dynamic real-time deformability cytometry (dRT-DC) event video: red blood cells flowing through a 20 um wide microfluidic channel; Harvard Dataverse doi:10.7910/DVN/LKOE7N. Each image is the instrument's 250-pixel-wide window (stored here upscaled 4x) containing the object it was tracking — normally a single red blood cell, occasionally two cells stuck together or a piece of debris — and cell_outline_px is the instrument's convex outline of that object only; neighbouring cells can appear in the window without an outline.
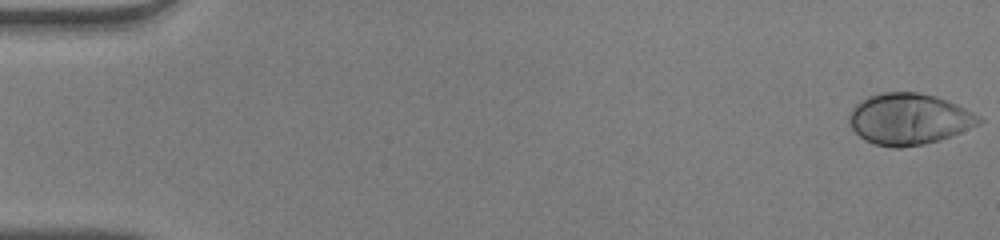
{"species": "human", "species_latin": "Homo sapiens", "temperature_condition": "warm", "stored_images_in_passage": 51, "camera_frame_rate_fps": 3000, "um_per_image_px": 0.085, "donor": {"sex": "male"}, "frame": {"image": 1, "passage_image": 1, "time_ms": 0.0, "image_size_px": [1000, 240], "cell_outline_px": [[984, 120], [980, 124], [952, 136], [924, 144], [900, 148], [896, 148], [876, 144], [864, 140], [852, 128], [848, 120], [852, 108], [860, 100], [868, 96], [884, 92], [916, 92], [936, 96], [956, 104], [980, 116]], "centroid_in_image_um": [77.27, 10.12], "position_along_channel_um": 7.7, "area_um2": 38.73}}
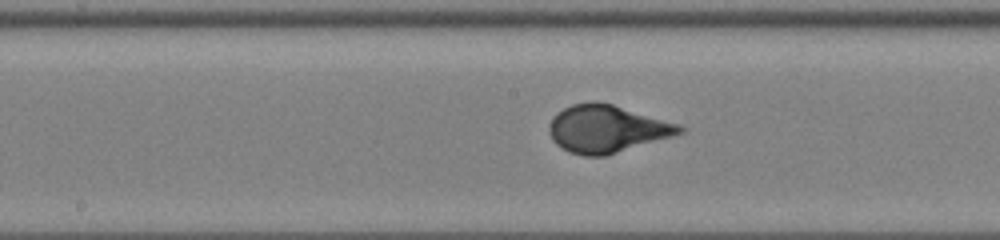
{"frame": {"image": 2, "passage_image": 27, "time_ms": 8.667, "image_size_px": [1000, 240], "cell_outline_px": [[688, 128], [684, 132], [672, 136], [604, 156], [584, 156], [568, 152], [556, 144], [552, 140], [548, 132], [548, 128], [556, 112], [572, 104], [592, 100], [596, 100], [612, 104], [680, 124]], "centroid_in_image_um": [51.57, 10.94], "position_along_channel_um": 196.6, "area_um2": 36.18}}
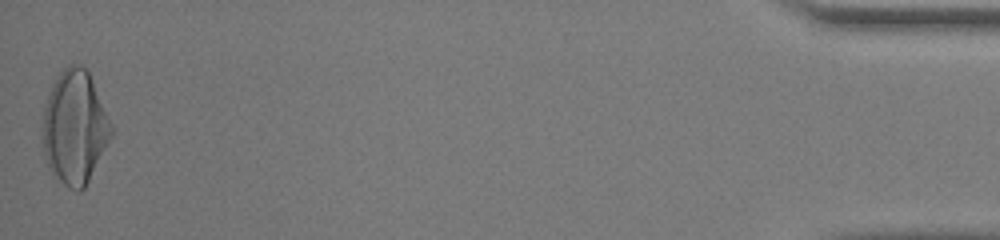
{"frame": {"image": 3, "passage_image": 51, "time_ms": 16.667, "image_size_px": [1000, 240], "cell_outline_px": [[116, 132], [84, 188], [80, 192], [76, 192], [68, 188], [52, 176], [48, 168], [44, 152], [44, 108], [52, 84], [60, 72], [68, 64], [80, 64], [88, 72], [116, 128]], "centroid_in_image_um": [6.41, 10.86], "position_along_channel_um": 428.8, "area_um2": 45.95}, "authors_computed_cell_mechanics": {"area_um2": 36.3562, "velocity_mm_per_s": 4.0591, "shape_relaxation_time_tau1_ms": 4.5904, "shape_relaxation_time_tau2_ms": null, "deformation_change_tau1": 0.2572, "deformation_change_tau2": null}}